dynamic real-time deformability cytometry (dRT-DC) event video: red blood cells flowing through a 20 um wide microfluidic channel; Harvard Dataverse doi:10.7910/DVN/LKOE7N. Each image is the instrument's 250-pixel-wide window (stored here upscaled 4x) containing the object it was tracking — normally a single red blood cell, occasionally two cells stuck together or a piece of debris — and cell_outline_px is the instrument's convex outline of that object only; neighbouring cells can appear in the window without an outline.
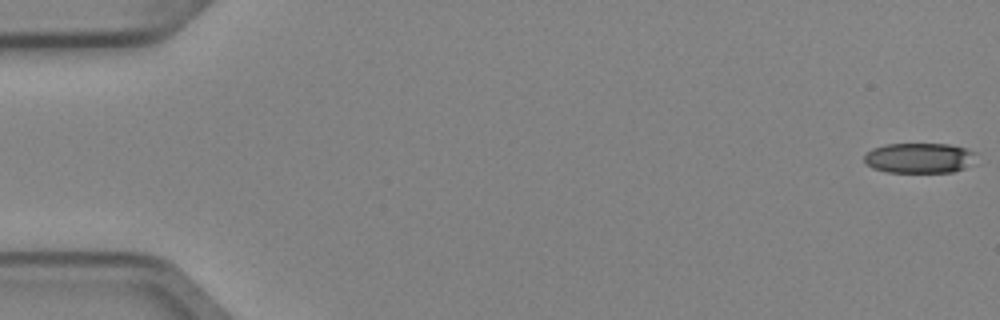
{"species": "Egyptian fruit bat (a non-hibernating species)", "species_latin": "Rousettus aegyptiacus", "temperature_condition": "cold", "stored_images_in_passage": 4, "camera_frame_rate_fps": 3000, "um_per_image_px": 0.085, "animal": {"sex": "female"}, "frame": {"image": 1, "passage_image": 1, "time_ms": 0.0, "image_size_px": [1000, 320], "cell_outline_px": [[976, 152], [964, 168], [952, 172], [888, 172], [872, 168], [864, 160], [864, 156], [872, 148], [884, 144], [948, 144], [964, 148]], "centroid_in_image_um": [78.07, 13.42], "position_along_channel_um": 6.9, "area_um2": 19.36}}